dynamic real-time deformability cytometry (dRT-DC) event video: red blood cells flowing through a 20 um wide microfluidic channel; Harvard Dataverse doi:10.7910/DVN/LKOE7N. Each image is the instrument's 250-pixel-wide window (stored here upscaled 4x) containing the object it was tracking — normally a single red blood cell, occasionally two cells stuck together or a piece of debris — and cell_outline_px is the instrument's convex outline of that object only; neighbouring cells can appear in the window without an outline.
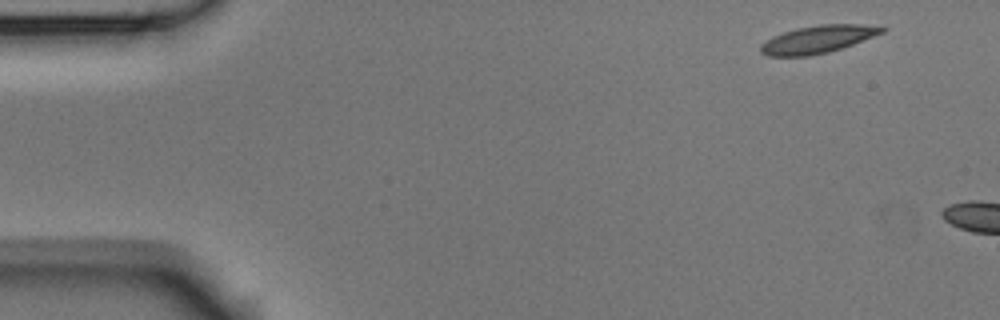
{"species": "Egyptian fruit bat (a non-hibernating species)", "species_latin": "Rousettus aegyptiacus", "temperature_condition": "room temperature", "stored_images_in_passage": 2, "camera_frame_rate_fps": 3000, "um_per_image_px": 0.085, "animal": {"sex": "male"}, "frame": {"image": 1, "passage_image": 1, "time_ms": 0.0, "image_size_px": [1000, 320], "cell_outline_px": [[888, 28], [884, 32], [852, 44], [828, 52], [812, 56], [768, 56], [760, 52], [760, 44], [772, 36], [796, 28], [820, 24], [880, 24]], "centroid_in_image_um": [69.54, 3.32], "position_along_channel_um": 15.5, "area_um2": 19.71}}